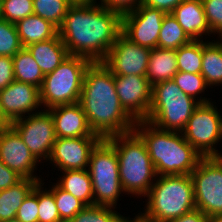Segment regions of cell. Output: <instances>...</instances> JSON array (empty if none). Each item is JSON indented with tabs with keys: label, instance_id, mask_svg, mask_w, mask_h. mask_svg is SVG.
Wrapping results in <instances>:
<instances>
[{
	"label": "cell",
	"instance_id": "e575fe53",
	"mask_svg": "<svg viewBox=\"0 0 222 222\" xmlns=\"http://www.w3.org/2000/svg\"><path fill=\"white\" fill-rule=\"evenodd\" d=\"M188 96L196 100V94L203 92L208 85L201 74L178 71L172 79Z\"/></svg>",
	"mask_w": 222,
	"mask_h": 222
},
{
	"label": "cell",
	"instance_id": "7402d4cb",
	"mask_svg": "<svg viewBox=\"0 0 222 222\" xmlns=\"http://www.w3.org/2000/svg\"><path fill=\"white\" fill-rule=\"evenodd\" d=\"M17 32L23 47L47 41L58 34V28L50 21L32 14L16 24Z\"/></svg>",
	"mask_w": 222,
	"mask_h": 222
},
{
	"label": "cell",
	"instance_id": "d590c367",
	"mask_svg": "<svg viewBox=\"0 0 222 222\" xmlns=\"http://www.w3.org/2000/svg\"><path fill=\"white\" fill-rule=\"evenodd\" d=\"M38 183L24 199L16 213V219L20 222H38Z\"/></svg>",
	"mask_w": 222,
	"mask_h": 222
},
{
	"label": "cell",
	"instance_id": "83f0119b",
	"mask_svg": "<svg viewBox=\"0 0 222 222\" xmlns=\"http://www.w3.org/2000/svg\"><path fill=\"white\" fill-rule=\"evenodd\" d=\"M203 56V41L192 40L176 50L178 71L187 73H201Z\"/></svg>",
	"mask_w": 222,
	"mask_h": 222
},
{
	"label": "cell",
	"instance_id": "277c9868",
	"mask_svg": "<svg viewBox=\"0 0 222 222\" xmlns=\"http://www.w3.org/2000/svg\"><path fill=\"white\" fill-rule=\"evenodd\" d=\"M117 153L124 192L146 196L157 173L142 138L133 130L106 139ZM153 178V179H152Z\"/></svg>",
	"mask_w": 222,
	"mask_h": 222
},
{
	"label": "cell",
	"instance_id": "f6af8a7d",
	"mask_svg": "<svg viewBox=\"0 0 222 222\" xmlns=\"http://www.w3.org/2000/svg\"><path fill=\"white\" fill-rule=\"evenodd\" d=\"M206 222H222V215L207 216Z\"/></svg>",
	"mask_w": 222,
	"mask_h": 222
},
{
	"label": "cell",
	"instance_id": "ba28073f",
	"mask_svg": "<svg viewBox=\"0 0 222 222\" xmlns=\"http://www.w3.org/2000/svg\"><path fill=\"white\" fill-rule=\"evenodd\" d=\"M88 166L94 204L109 207L116 206L117 199L124 190L119 177L117 153L106 139H101L91 150Z\"/></svg>",
	"mask_w": 222,
	"mask_h": 222
},
{
	"label": "cell",
	"instance_id": "ac0fdd59",
	"mask_svg": "<svg viewBox=\"0 0 222 222\" xmlns=\"http://www.w3.org/2000/svg\"><path fill=\"white\" fill-rule=\"evenodd\" d=\"M54 120L56 138L99 137L94 134L79 103L48 109Z\"/></svg>",
	"mask_w": 222,
	"mask_h": 222
},
{
	"label": "cell",
	"instance_id": "f907efd6",
	"mask_svg": "<svg viewBox=\"0 0 222 222\" xmlns=\"http://www.w3.org/2000/svg\"><path fill=\"white\" fill-rule=\"evenodd\" d=\"M221 139H222V118H221Z\"/></svg>",
	"mask_w": 222,
	"mask_h": 222
},
{
	"label": "cell",
	"instance_id": "4dcf8cb0",
	"mask_svg": "<svg viewBox=\"0 0 222 222\" xmlns=\"http://www.w3.org/2000/svg\"><path fill=\"white\" fill-rule=\"evenodd\" d=\"M115 207L87 205L69 222H120L122 215L112 210Z\"/></svg>",
	"mask_w": 222,
	"mask_h": 222
},
{
	"label": "cell",
	"instance_id": "f546056e",
	"mask_svg": "<svg viewBox=\"0 0 222 222\" xmlns=\"http://www.w3.org/2000/svg\"><path fill=\"white\" fill-rule=\"evenodd\" d=\"M60 219L69 222L78 212L87 205L69 192L63 190L57 183L51 188Z\"/></svg>",
	"mask_w": 222,
	"mask_h": 222
},
{
	"label": "cell",
	"instance_id": "8992f818",
	"mask_svg": "<svg viewBox=\"0 0 222 222\" xmlns=\"http://www.w3.org/2000/svg\"><path fill=\"white\" fill-rule=\"evenodd\" d=\"M205 103L210 101L205 97L195 101L173 80L162 81L152 86L151 105L146 120L160 129L182 132L194 110Z\"/></svg>",
	"mask_w": 222,
	"mask_h": 222
},
{
	"label": "cell",
	"instance_id": "d6986e66",
	"mask_svg": "<svg viewBox=\"0 0 222 222\" xmlns=\"http://www.w3.org/2000/svg\"><path fill=\"white\" fill-rule=\"evenodd\" d=\"M171 13L192 40H201L202 34L212 33L202 0H184Z\"/></svg>",
	"mask_w": 222,
	"mask_h": 222
},
{
	"label": "cell",
	"instance_id": "7a4b0ae2",
	"mask_svg": "<svg viewBox=\"0 0 222 222\" xmlns=\"http://www.w3.org/2000/svg\"><path fill=\"white\" fill-rule=\"evenodd\" d=\"M94 134L101 139L133 131L136 121L124 110L116 93L114 75L103 62L86 69L78 102Z\"/></svg>",
	"mask_w": 222,
	"mask_h": 222
},
{
	"label": "cell",
	"instance_id": "9a60e30c",
	"mask_svg": "<svg viewBox=\"0 0 222 222\" xmlns=\"http://www.w3.org/2000/svg\"><path fill=\"white\" fill-rule=\"evenodd\" d=\"M100 137L56 138L50 160L61 171L84 170L89 165L91 150Z\"/></svg>",
	"mask_w": 222,
	"mask_h": 222
},
{
	"label": "cell",
	"instance_id": "d6a6232c",
	"mask_svg": "<svg viewBox=\"0 0 222 222\" xmlns=\"http://www.w3.org/2000/svg\"><path fill=\"white\" fill-rule=\"evenodd\" d=\"M41 184L43 183L38 182V222H63L60 219L53 192L42 190Z\"/></svg>",
	"mask_w": 222,
	"mask_h": 222
},
{
	"label": "cell",
	"instance_id": "681fc988",
	"mask_svg": "<svg viewBox=\"0 0 222 222\" xmlns=\"http://www.w3.org/2000/svg\"><path fill=\"white\" fill-rule=\"evenodd\" d=\"M5 222H20L18 219L14 218L12 220H9V221H5Z\"/></svg>",
	"mask_w": 222,
	"mask_h": 222
},
{
	"label": "cell",
	"instance_id": "44dd1931",
	"mask_svg": "<svg viewBox=\"0 0 222 222\" xmlns=\"http://www.w3.org/2000/svg\"><path fill=\"white\" fill-rule=\"evenodd\" d=\"M178 72L176 50L156 47L150 53L146 78L151 86L172 80Z\"/></svg>",
	"mask_w": 222,
	"mask_h": 222
},
{
	"label": "cell",
	"instance_id": "ffe728a7",
	"mask_svg": "<svg viewBox=\"0 0 222 222\" xmlns=\"http://www.w3.org/2000/svg\"><path fill=\"white\" fill-rule=\"evenodd\" d=\"M26 48L44 75L53 72L70 55L59 34L47 41L28 45Z\"/></svg>",
	"mask_w": 222,
	"mask_h": 222
},
{
	"label": "cell",
	"instance_id": "8fae6325",
	"mask_svg": "<svg viewBox=\"0 0 222 222\" xmlns=\"http://www.w3.org/2000/svg\"><path fill=\"white\" fill-rule=\"evenodd\" d=\"M25 117L13 121L10 126L19 134L38 161H41L39 160L41 158H50L56 140L51 113L44 109L42 112H33Z\"/></svg>",
	"mask_w": 222,
	"mask_h": 222
},
{
	"label": "cell",
	"instance_id": "1f68e13d",
	"mask_svg": "<svg viewBox=\"0 0 222 222\" xmlns=\"http://www.w3.org/2000/svg\"><path fill=\"white\" fill-rule=\"evenodd\" d=\"M22 48L16 25L0 19V56L14 57Z\"/></svg>",
	"mask_w": 222,
	"mask_h": 222
},
{
	"label": "cell",
	"instance_id": "d4e9b609",
	"mask_svg": "<svg viewBox=\"0 0 222 222\" xmlns=\"http://www.w3.org/2000/svg\"><path fill=\"white\" fill-rule=\"evenodd\" d=\"M205 83L210 87L216 84H222V43L204 42L202 67L200 73Z\"/></svg>",
	"mask_w": 222,
	"mask_h": 222
},
{
	"label": "cell",
	"instance_id": "cb8c5ba5",
	"mask_svg": "<svg viewBox=\"0 0 222 222\" xmlns=\"http://www.w3.org/2000/svg\"><path fill=\"white\" fill-rule=\"evenodd\" d=\"M57 184L86 205H94L92 181L87 169L66 170Z\"/></svg>",
	"mask_w": 222,
	"mask_h": 222
},
{
	"label": "cell",
	"instance_id": "6da1fadb",
	"mask_svg": "<svg viewBox=\"0 0 222 222\" xmlns=\"http://www.w3.org/2000/svg\"><path fill=\"white\" fill-rule=\"evenodd\" d=\"M122 31V15L95 3H73L58 34L70 55L102 62Z\"/></svg>",
	"mask_w": 222,
	"mask_h": 222
},
{
	"label": "cell",
	"instance_id": "4fadbf2b",
	"mask_svg": "<svg viewBox=\"0 0 222 222\" xmlns=\"http://www.w3.org/2000/svg\"><path fill=\"white\" fill-rule=\"evenodd\" d=\"M165 14L161 10L140 4L135 10L122 15L121 33L133 43L154 49L158 47Z\"/></svg>",
	"mask_w": 222,
	"mask_h": 222
},
{
	"label": "cell",
	"instance_id": "c3c4849f",
	"mask_svg": "<svg viewBox=\"0 0 222 222\" xmlns=\"http://www.w3.org/2000/svg\"><path fill=\"white\" fill-rule=\"evenodd\" d=\"M3 2L0 0V19H2Z\"/></svg>",
	"mask_w": 222,
	"mask_h": 222
},
{
	"label": "cell",
	"instance_id": "b9f144b4",
	"mask_svg": "<svg viewBox=\"0 0 222 222\" xmlns=\"http://www.w3.org/2000/svg\"><path fill=\"white\" fill-rule=\"evenodd\" d=\"M207 216L199 209H193L170 222H206Z\"/></svg>",
	"mask_w": 222,
	"mask_h": 222
},
{
	"label": "cell",
	"instance_id": "7dc6e473",
	"mask_svg": "<svg viewBox=\"0 0 222 222\" xmlns=\"http://www.w3.org/2000/svg\"><path fill=\"white\" fill-rule=\"evenodd\" d=\"M214 158L219 162V164L222 166V154L220 153H216L214 155Z\"/></svg>",
	"mask_w": 222,
	"mask_h": 222
},
{
	"label": "cell",
	"instance_id": "7c38bea8",
	"mask_svg": "<svg viewBox=\"0 0 222 222\" xmlns=\"http://www.w3.org/2000/svg\"><path fill=\"white\" fill-rule=\"evenodd\" d=\"M151 51L121 33L102 62L114 76H146Z\"/></svg>",
	"mask_w": 222,
	"mask_h": 222
},
{
	"label": "cell",
	"instance_id": "30bf717a",
	"mask_svg": "<svg viewBox=\"0 0 222 222\" xmlns=\"http://www.w3.org/2000/svg\"><path fill=\"white\" fill-rule=\"evenodd\" d=\"M215 107V108H214ZM213 103L200 104L191 115L183 136L202 157H214V145L221 140V115Z\"/></svg>",
	"mask_w": 222,
	"mask_h": 222
},
{
	"label": "cell",
	"instance_id": "2e32d148",
	"mask_svg": "<svg viewBox=\"0 0 222 222\" xmlns=\"http://www.w3.org/2000/svg\"><path fill=\"white\" fill-rule=\"evenodd\" d=\"M0 161L23 178L41 182L32 176L38 161L24 144L19 134L11 127L0 131Z\"/></svg>",
	"mask_w": 222,
	"mask_h": 222
},
{
	"label": "cell",
	"instance_id": "4316f807",
	"mask_svg": "<svg viewBox=\"0 0 222 222\" xmlns=\"http://www.w3.org/2000/svg\"><path fill=\"white\" fill-rule=\"evenodd\" d=\"M191 41L192 39L179 25L173 14H165L158 37V47L177 50Z\"/></svg>",
	"mask_w": 222,
	"mask_h": 222
},
{
	"label": "cell",
	"instance_id": "5bb4252c",
	"mask_svg": "<svg viewBox=\"0 0 222 222\" xmlns=\"http://www.w3.org/2000/svg\"><path fill=\"white\" fill-rule=\"evenodd\" d=\"M116 93L124 110L135 120H146L151 105L152 86L146 76H114Z\"/></svg>",
	"mask_w": 222,
	"mask_h": 222
},
{
	"label": "cell",
	"instance_id": "e0dca14e",
	"mask_svg": "<svg viewBox=\"0 0 222 222\" xmlns=\"http://www.w3.org/2000/svg\"><path fill=\"white\" fill-rule=\"evenodd\" d=\"M0 106L9 123L23 118L26 113H32L41 106L39 88L13 80L5 89L0 90Z\"/></svg>",
	"mask_w": 222,
	"mask_h": 222
},
{
	"label": "cell",
	"instance_id": "f35d334b",
	"mask_svg": "<svg viewBox=\"0 0 222 222\" xmlns=\"http://www.w3.org/2000/svg\"><path fill=\"white\" fill-rule=\"evenodd\" d=\"M14 78L12 57L0 56V90L5 89Z\"/></svg>",
	"mask_w": 222,
	"mask_h": 222
},
{
	"label": "cell",
	"instance_id": "ee69618b",
	"mask_svg": "<svg viewBox=\"0 0 222 222\" xmlns=\"http://www.w3.org/2000/svg\"><path fill=\"white\" fill-rule=\"evenodd\" d=\"M10 126V123L6 120V118L3 116L1 106H0V131L8 128Z\"/></svg>",
	"mask_w": 222,
	"mask_h": 222
},
{
	"label": "cell",
	"instance_id": "ab89813d",
	"mask_svg": "<svg viewBox=\"0 0 222 222\" xmlns=\"http://www.w3.org/2000/svg\"><path fill=\"white\" fill-rule=\"evenodd\" d=\"M22 179V176L0 161V191L17 184Z\"/></svg>",
	"mask_w": 222,
	"mask_h": 222
},
{
	"label": "cell",
	"instance_id": "836d02e7",
	"mask_svg": "<svg viewBox=\"0 0 222 222\" xmlns=\"http://www.w3.org/2000/svg\"><path fill=\"white\" fill-rule=\"evenodd\" d=\"M2 19L16 24L34 14L33 0H2Z\"/></svg>",
	"mask_w": 222,
	"mask_h": 222
},
{
	"label": "cell",
	"instance_id": "8d00e7d4",
	"mask_svg": "<svg viewBox=\"0 0 222 222\" xmlns=\"http://www.w3.org/2000/svg\"><path fill=\"white\" fill-rule=\"evenodd\" d=\"M202 4L212 33L222 35V0H202Z\"/></svg>",
	"mask_w": 222,
	"mask_h": 222
},
{
	"label": "cell",
	"instance_id": "f1b7e54d",
	"mask_svg": "<svg viewBox=\"0 0 222 222\" xmlns=\"http://www.w3.org/2000/svg\"><path fill=\"white\" fill-rule=\"evenodd\" d=\"M72 4L71 0H33L34 14L59 28Z\"/></svg>",
	"mask_w": 222,
	"mask_h": 222
},
{
	"label": "cell",
	"instance_id": "5b68a950",
	"mask_svg": "<svg viewBox=\"0 0 222 222\" xmlns=\"http://www.w3.org/2000/svg\"><path fill=\"white\" fill-rule=\"evenodd\" d=\"M151 186L145 215L156 222H170L195 209L194 186L190 175H162Z\"/></svg>",
	"mask_w": 222,
	"mask_h": 222
},
{
	"label": "cell",
	"instance_id": "52a82bcc",
	"mask_svg": "<svg viewBox=\"0 0 222 222\" xmlns=\"http://www.w3.org/2000/svg\"><path fill=\"white\" fill-rule=\"evenodd\" d=\"M91 63L87 58L69 55L53 72L44 76L40 103L47 109L79 102L84 75Z\"/></svg>",
	"mask_w": 222,
	"mask_h": 222
},
{
	"label": "cell",
	"instance_id": "60d3db41",
	"mask_svg": "<svg viewBox=\"0 0 222 222\" xmlns=\"http://www.w3.org/2000/svg\"><path fill=\"white\" fill-rule=\"evenodd\" d=\"M184 0H142V4L154 9L163 11L164 13H171L176 6Z\"/></svg>",
	"mask_w": 222,
	"mask_h": 222
},
{
	"label": "cell",
	"instance_id": "603a6c76",
	"mask_svg": "<svg viewBox=\"0 0 222 222\" xmlns=\"http://www.w3.org/2000/svg\"><path fill=\"white\" fill-rule=\"evenodd\" d=\"M37 183V180L23 178L17 184L0 191V222L16 217L17 210Z\"/></svg>",
	"mask_w": 222,
	"mask_h": 222
},
{
	"label": "cell",
	"instance_id": "3957f363",
	"mask_svg": "<svg viewBox=\"0 0 222 222\" xmlns=\"http://www.w3.org/2000/svg\"><path fill=\"white\" fill-rule=\"evenodd\" d=\"M133 130L144 141L158 176L190 175L203 158L182 132L160 129L147 120L136 121Z\"/></svg>",
	"mask_w": 222,
	"mask_h": 222
},
{
	"label": "cell",
	"instance_id": "484cf974",
	"mask_svg": "<svg viewBox=\"0 0 222 222\" xmlns=\"http://www.w3.org/2000/svg\"><path fill=\"white\" fill-rule=\"evenodd\" d=\"M12 59L15 80L32 84L40 89L45 75L28 49L23 47Z\"/></svg>",
	"mask_w": 222,
	"mask_h": 222
},
{
	"label": "cell",
	"instance_id": "7bdbcfd3",
	"mask_svg": "<svg viewBox=\"0 0 222 222\" xmlns=\"http://www.w3.org/2000/svg\"><path fill=\"white\" fill-rule=\"evenodd\" d=\"M120 222H156L155 220H153L152 218L147 217L144 213H139L138 216H136L133 220H129L127 219V217H123L121 218Z\"/></svg>",
	"mask_w": 222,
	"mask_h": 222
},
{
	"label": "cell",
	"instance_id": "9c48e42d",
	"mask_svg": "<svg viewBox=\"0 0 222 222\" xmlns=\"http://www.w3.org/2000/svg\"><path fill=\"white\" fill-rule=\"evenodd\" d=\"M195 208L206 216L222 215V166L214 157H203L190 174Z\"/></svg>",
	"mask_w": 222,
	"mask_h": 222
},
{
	"label": "cell",
	"instance_id": "bcb514c9",
	"mask_svg": "<svg viewBox=\"0 0 222 222\" xmlns=\"http://www.w3.org/2000/svg\"><path fill=\"white\" fill-rule=\"evenodd\" d=\"M73 3H96V0H71Z\"/></svg>",
	"mask_w": 222,
	"mask_h": 222
},
{
	"label": "cell",
	"instance_id": "74e56055",
	"mask_svg": "<svg viewBox=\"0 0 222 222\" xmlns=\"http://www.w3.org/2000/svg\"><path fill=\"white\" fill-rule=\"evenodd\" d=\"M142 0H101V5L120 13L121 15L135 10Z\"/></svg>",
	"mask_w": 222,
	"mask_h": 222
}]
</instances>
